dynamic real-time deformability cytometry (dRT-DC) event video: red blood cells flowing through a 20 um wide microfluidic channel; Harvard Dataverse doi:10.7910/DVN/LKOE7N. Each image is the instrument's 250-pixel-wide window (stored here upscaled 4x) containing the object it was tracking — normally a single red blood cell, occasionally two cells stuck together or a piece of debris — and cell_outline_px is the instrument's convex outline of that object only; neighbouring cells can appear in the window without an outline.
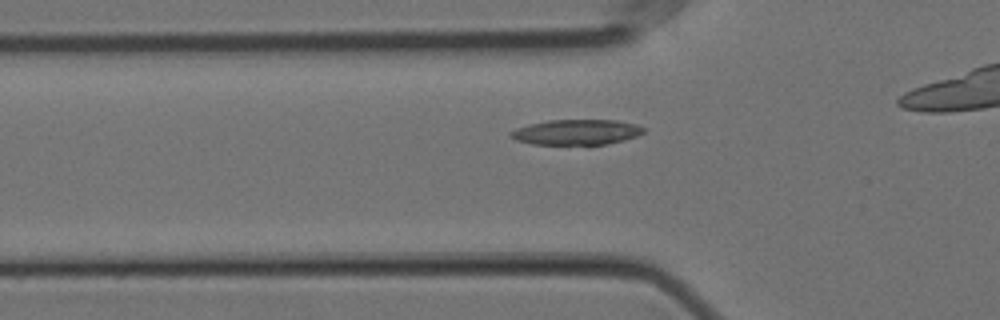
{"species": "Egyptian fruit bat (a non-hibernating species)", "species_latin": "Rousettus aegyptiacus", "temperature_condition": "cold", "stored_images_in_passage": 36, "camera_frame_rate_fps": 3000, "um_per_image_px": 0.085, "animal": {"sex": "female"}, "frame": {"image": 1, "passage_image": 9, "time_ms": 2.667, "image_size_px": [1000, 320], "cell_outline_px": [[644, 132], [636, 136], [624, 140], [608, 144], [532, 144], [516, 140], [508, 136], [508, 132], [516, 128], [528, 124], [548, 120], [616, 120], [636, 124], [644, 128]], "centroid_in_image_um": [48.96, 11.23], "position_along_channel_um": 76.8, "area_um2": 19.65}}
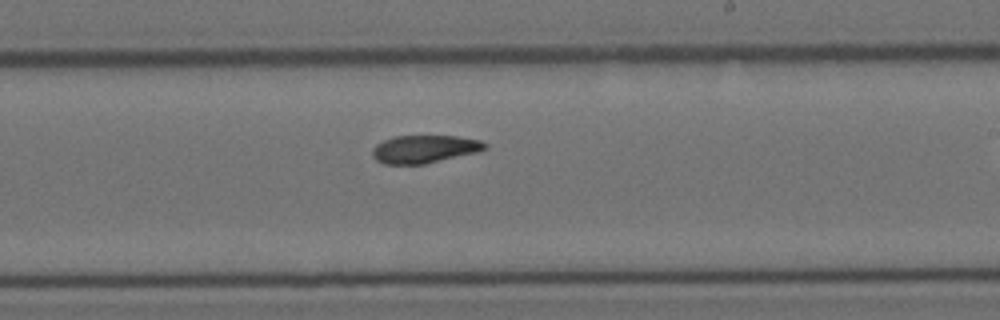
{"frame": {"image": 2, "passage_image": 24, "time_ms": 7.667, "image_size_px": [1000, 320], "cell_outline_px": [[488, 148], [476, 152], [424, 164], [384, 164], [376, 160], [372, 156], [372, 148], [376, 144], [392, 136], [456, 136], [480, 140], [488, 144]], "centroid_in_image_um": [36.05, 12.66], "position_along_channel_um": 252.9, "area_um2": 18.26}}
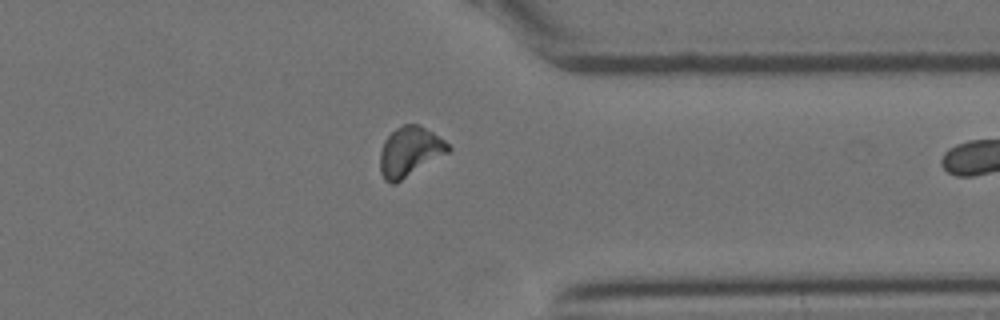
{"frame": {"image": 3, "passage_image": 35, "time_ms": 11.333, "image_size_px": [1000, 320], "cell_outline_px": [[452, 148], [448, 152], [396, 184], [392, 184], [384, 180], [380, 172], [380, 152], [384, 140], [396, 128], [404, 124], [420, 124], [444, 140]], "centroid_in_image_um": [34.81, 12.9], "position_along_channel_um": 376.6, "area_um2": 19.71}}